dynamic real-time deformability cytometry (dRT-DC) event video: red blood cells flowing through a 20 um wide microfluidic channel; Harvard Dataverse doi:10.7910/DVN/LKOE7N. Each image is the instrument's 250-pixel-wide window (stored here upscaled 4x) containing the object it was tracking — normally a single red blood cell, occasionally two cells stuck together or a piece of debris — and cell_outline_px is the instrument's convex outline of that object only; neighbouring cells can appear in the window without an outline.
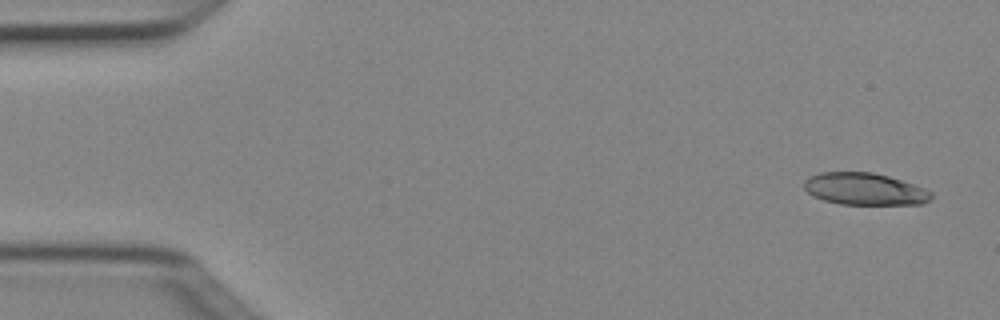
{"species": "Egyptian fruit bat (a non-hibernating species)", "species_latin": "Rousettus aegyptiacus", "temperature_condition": "cold", "stored_images_in_passage": 5, "camera_frame_rate_fps": 3000, "um_per_image_px": 0.085, "animal": {"sex": "female"}, "frame": {"image": 1, "passage_image": 1, "time_ms": 0.0, "image_size_px": [1000, 320], "cell_outline_px": [[932, 196], [928, 200], [920, 204], [840, 204], [824, 200], [812, 196], [804, 188], [804, 180], [808, 176], [820, 172], [872, 172], [888, 176], [924, 188], [932, 192]], "centroid_in_image_um": [73.44, 16.06], "position_along_channel_um": 11.6, "area_um2": 23.64}}
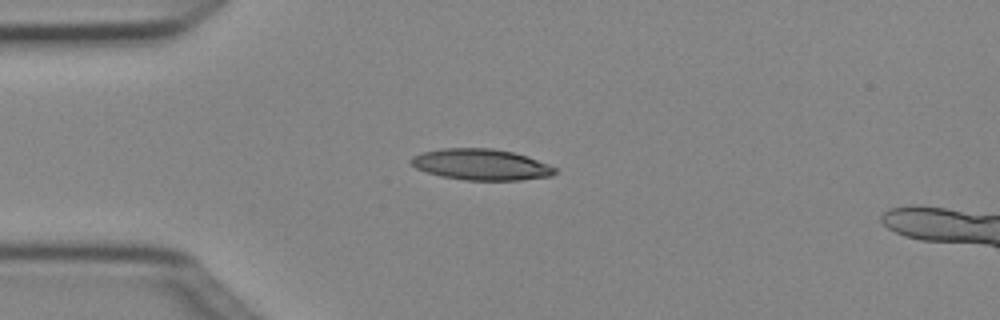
{"frame": {"image": 2, "passage_image": 4, "time_ms": 1.0, "image_size_px": [1000, 320], "cell_outline_px": [[556, 172], [552, 176], [520, 180], [468, 180], [440, 176], [416, 168], [408, 160], [412, 156], [420, 152], [440, 148], [492, 148], [512, 152], [528, 156], [548, 164], [556, 168]], "centroid_in_image_um": [40.87, 13.98], "position_along_channel_um": 44.1, "area_um2": 26.18}}